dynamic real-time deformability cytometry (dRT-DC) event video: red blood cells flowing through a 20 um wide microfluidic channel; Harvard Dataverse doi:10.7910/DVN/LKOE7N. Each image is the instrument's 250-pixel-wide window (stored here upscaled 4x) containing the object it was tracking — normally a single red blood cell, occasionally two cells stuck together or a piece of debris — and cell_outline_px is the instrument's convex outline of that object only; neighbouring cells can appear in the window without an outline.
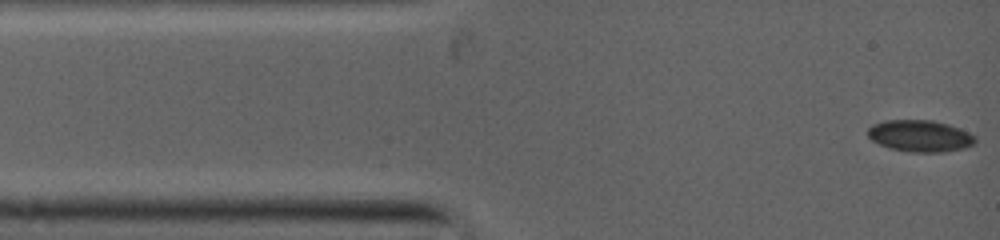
{"species": "common noctule bat (a hibernating species)", "species_latin": "Nyctalus noctula", "temperature_condition": "warm", "stored_images_in_passage": 31, "camera_frame_rate_fps": 5000, "um_per_image_px": 0.085, "animal": {"sex": "female", "body_mass_g": 19.0, "forearm_length_mm": 53.3}, "frame": {"image": 1, "passage_image": 1, "time_ms": 0.0, "image_size_px": [1000, 240], "cell_outline_px": [[976, 140], [972, 144], [960, 148], [936, 152], [916, 152], [892, 148], [880, 144], [872, 140], [868, 136], [868, 128], [872, 124], [888, 120], [932, 120], [948, 124], [972, 136]], "centroid_in_image_um": [78.12, 11.53], "position_along_channel_um": 6.9, "area_um2": 19.07}}
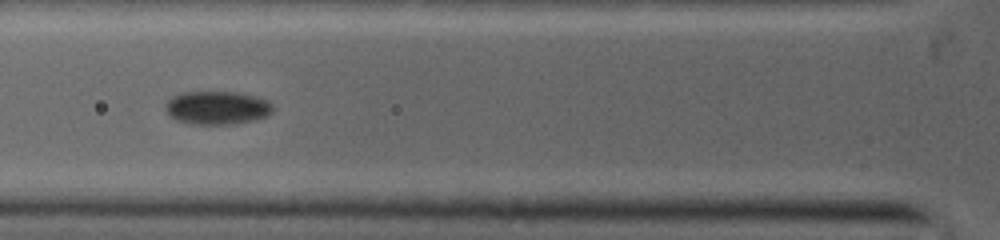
{"frame": {"image": 2, "passage_image": 18, "time_ms": 3.8, "image_size_px": [1000, 240], "cell_outline_px": [[272, 108], [264, 116], [248, 120], [228, 124], [196, 124], [176, 120], [168, 112], [168, 100], [172, 96], [184, 92], [236, 92], [252, 96], [264, 100]], "centroid_in_image_um": [18.38, 9.15], "position_along_channel_um": 107.4, "area_um2": 19.83}}
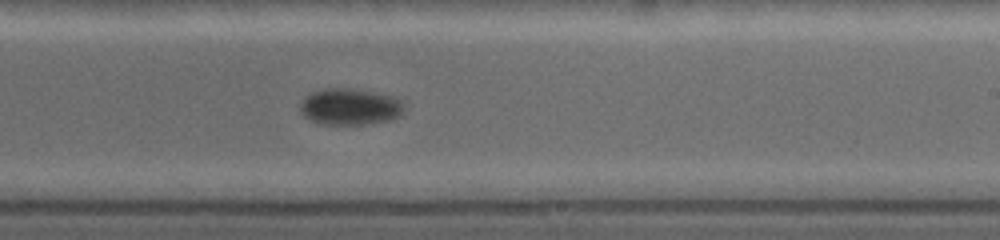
{"frame": {"image": 3, "passage_image": 31, "time_ms": 7.4, "image_size_px": [1000, 240], "cell_outline_px": [[400, 112], [396, 116], [388, 120], [364, 124], [320, 124], [304, 116], [300, 108], [304, 100], [312, 92], [332, 88], [368, 92], [388, 96], [396, 100], [400, 104]], "centroid_in_image_um": [29.65, 9.11], "position_along_channel_um": 259.4, "area_um2": 20.63}}